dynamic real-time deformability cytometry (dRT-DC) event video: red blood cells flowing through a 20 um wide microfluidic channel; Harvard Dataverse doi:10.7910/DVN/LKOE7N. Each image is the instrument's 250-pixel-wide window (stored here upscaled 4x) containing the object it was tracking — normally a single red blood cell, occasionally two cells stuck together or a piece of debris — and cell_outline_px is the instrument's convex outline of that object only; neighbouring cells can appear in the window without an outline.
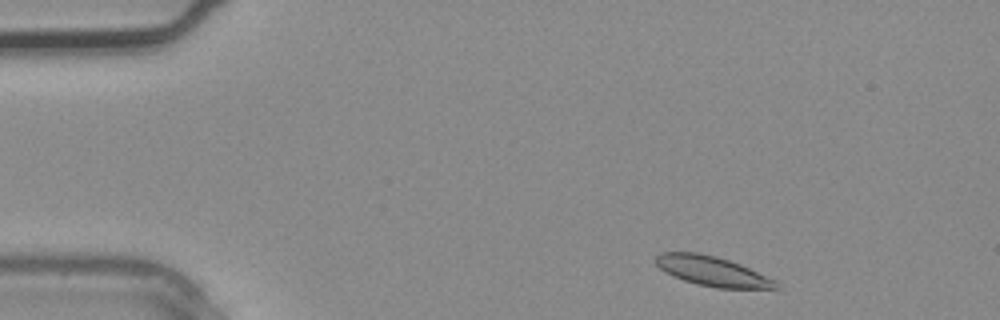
{"species": "common noctule bat (a hibernating species)", "species_latin": "Nyctalus noctula", "temperature_condition": "warm", "stored_images_in_passage": 2, "camera_frame_rate_fps": 3000, "um_per_image_px": 0.085, "animal": {"sex": "male", "body_mass_g": 20.4}, "frame": {"image": 1, "passage_image": 1, "time_ms": 0.0, "image_size_px": [1000, 320], "cell_outline_px": [[780, 288], [716, 288], [696, 284], [684, 280], [664, 272], [656, 264], [656, 256], [660, 252], [700, 252], [716, 256], [740, 264], [776, 280], [780, 284]], "centroid_in_image_um": [60.54, 23.04], "position_along_channel_um": 24.5, "area_um2": 20.81}}